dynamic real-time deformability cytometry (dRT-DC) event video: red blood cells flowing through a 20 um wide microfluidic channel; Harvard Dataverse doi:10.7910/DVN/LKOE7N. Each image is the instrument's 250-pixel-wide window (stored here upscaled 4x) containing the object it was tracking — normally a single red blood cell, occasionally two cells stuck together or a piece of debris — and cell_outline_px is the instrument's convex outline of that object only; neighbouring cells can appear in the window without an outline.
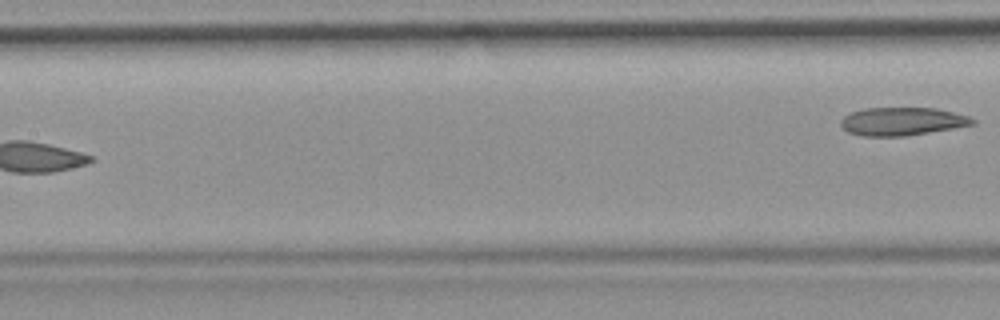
{"species": "common noctule bat (a hibernating species)", "species_latin": "Nyctalus noctula", "temperature_condition": "room temperature", "stored_images_in_passage": 4, "segment_of_instrument_passage": [2, 2], "camera_frame_rate_fps": 3000, "um_per_image_px": 0.085, "animal": {"sex": "female", "body_mass_g": 19.9}, "frame": {"image": 1, "passage_image": 4, "time_ms": 3.667, "image_size_px": [1000, 320], "cell_outline_px": [[976, 124], [904, 136], [864, 136], [848, 132], [840, 124], [840, 120], [844, 116], [852, 112], [864, 108], [936, 108], [968, 116], [976, 120]], "centroid_in_image_um": [76.67, 10.31], "position_along_channel_um": 130.7, "area_um2": 21.39}}